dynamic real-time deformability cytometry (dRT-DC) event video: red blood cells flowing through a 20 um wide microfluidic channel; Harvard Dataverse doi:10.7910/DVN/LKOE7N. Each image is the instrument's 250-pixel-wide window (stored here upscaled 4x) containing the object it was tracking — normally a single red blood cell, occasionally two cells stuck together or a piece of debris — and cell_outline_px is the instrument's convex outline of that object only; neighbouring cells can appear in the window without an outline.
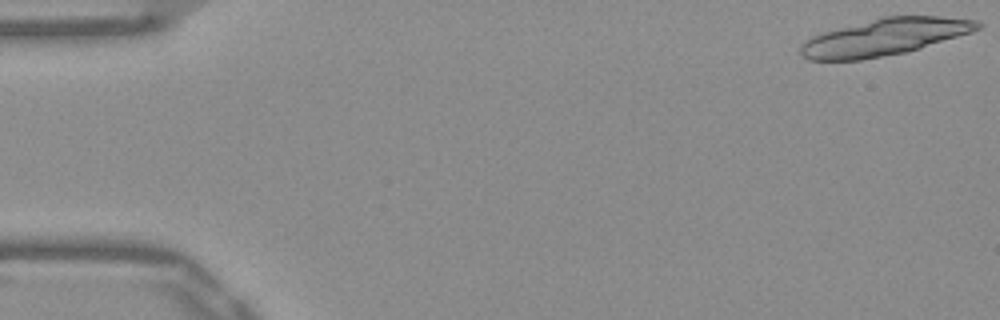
{"species": "Egyptian fruit bat (a non-hibernating species)", "species_latin": "Rousettus aegyptiacus", "temperature_condition": "warm", "stored_images_in_passage": 14, "camera_frame_rate_fps": 3000, "um_per_image_px": 0.085, "frame": {"image": 1, "passage_image": 1, "time_ms": 0.0, "image_size_px": [1000, 320], "cell_outline_px": [[984, 24], [980, 28], [972, 32], [920, 48], [904, 52], [860, 60], [808, 60], [800, 52], [800, 48], [812, 36], [824, 32], [884, 16], [940, 16], [976, 20]], "centroid_in_image_um": [75.24, 3.15], "position_along_channel_um": 9.8, "area_um2": 37.45}}